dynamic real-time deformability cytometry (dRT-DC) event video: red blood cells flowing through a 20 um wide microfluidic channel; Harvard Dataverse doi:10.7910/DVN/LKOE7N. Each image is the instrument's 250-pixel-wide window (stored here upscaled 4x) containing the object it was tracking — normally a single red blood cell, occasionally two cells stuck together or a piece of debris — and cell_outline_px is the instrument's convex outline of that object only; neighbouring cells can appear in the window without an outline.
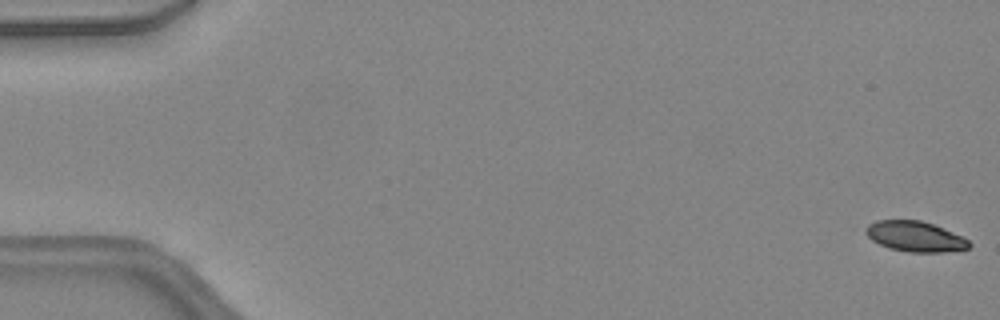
{"species": "common noctule bat (a hibernating species)", "species_latin": "Nyctalus noctula", "temperature_condition": "warm", "stored_images_in_passage": 47, "camera_frame_rate_fps": 3000, "um_per_image_px": 0.085, "animal": {"sex": "female", "body_mass_g": 24.6, "forearm_length_mm": 56.2}, "frame": {"image": 1, "passage_image": 1, "time_ms": 0.0, "image_size_px": [1000, 320], "cell_outline_px": [[972, 244], [968, 248], [944, 252], [908, 252], [888, 248], [872, 240], [864, 232], [864, 228], [868, 224], [876, 220], [920, 220], [944, 228], [968, 240]], "centroid_in_image_um": [77.74, 20.1], "position_along_channel_um": 7.3, "area_um2": 18.26}}
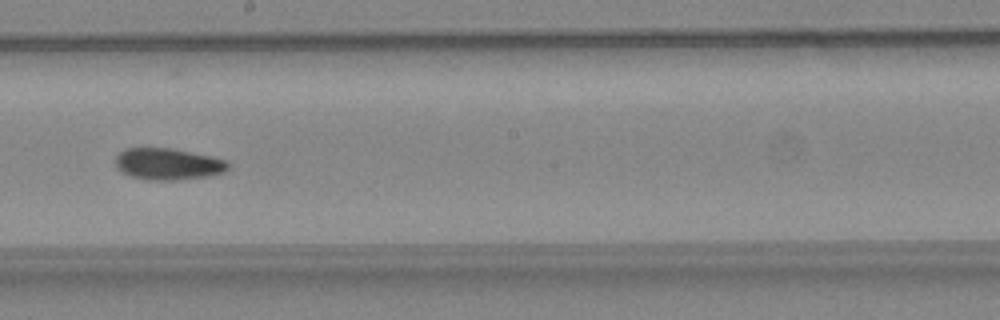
{"frame": {"image": 2, "passage_image": 27, "time_ms": 8.667, "image_size_px": [1000, 320], "cell_outline_px": [[232, 164], [224, 172], [208, 176], [172, 180], [148, 180], [132, 176], [120, 172], [116, 168], [116, 156], [124, 148], [168, 148], [228, 160]], "centroid_in_image_um": [14.27, 13.95], "position_along_channel_um": 233.9, "area_um2": 20.63}}
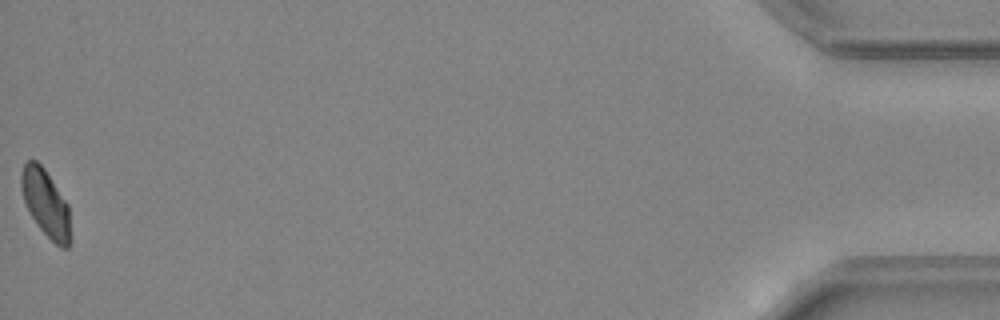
{"frame": {"image": 3, "passage_image": 47, "time_ms": 15.333, "image_size_px": [1000, 320], "cell_outline_px": [[72, 244], [68, 248], [60, 248], [40, 228], [32, 216], [24, 200], [20, 188], [20, 176], [24, 164], [28, 160], [36, 160], [44, 168], [68, 204], [72, 236]], "centroid_in_image_um": [3.92, 17.31], "position_along_channel_um": 431.3, "area_um2": 19.36}, "authors_computed_cell_mechanics": {"area_um2": 20.23, "velocity_mm_per_s": 4.4634, "shape_relaxation_time_tau1_ms": null, "shape_relaxation_time_tau2_ms": 4.9123, "deformation_change_tau1": null, "deformation_change_tau2": 0.0979}}